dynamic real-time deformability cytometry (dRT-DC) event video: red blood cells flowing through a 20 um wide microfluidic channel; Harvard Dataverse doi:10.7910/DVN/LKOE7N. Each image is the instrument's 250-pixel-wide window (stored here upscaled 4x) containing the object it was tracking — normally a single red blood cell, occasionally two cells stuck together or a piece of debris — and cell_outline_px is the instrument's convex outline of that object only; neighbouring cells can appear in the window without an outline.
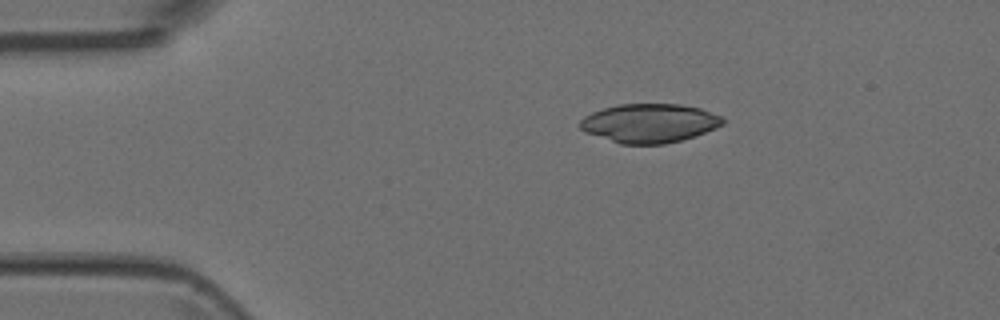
{"species": "Egyptian fruit bat (a non-hibernating species)", "species_latin": "Rousettus aegyptiacus", "temperature_condition": "room temperature", "stored_images_in_passage": 6, "camera_frame_rate_fps": 3000, "um_per_image_px": 0.085, "animal": {"sex": "female"}, "frame": {"image": 1, "passage_image": 6, "time_ms": 1.667, "image_size_px": [1000, 320], "cell_outline_px": [[724, 124], [716, 128], [680, 140], [664, 144], [620, 144], [584, 132], [580, 128], [580, 120], [584, 116], [592, 112], [604, 108], [620, 104], [680, 104], [700, 108], [724, 116]], "centroid_in_image_um": [55.2, 10.46], "position_along_channel_um": 29.8, "area_um2": 32.37}}